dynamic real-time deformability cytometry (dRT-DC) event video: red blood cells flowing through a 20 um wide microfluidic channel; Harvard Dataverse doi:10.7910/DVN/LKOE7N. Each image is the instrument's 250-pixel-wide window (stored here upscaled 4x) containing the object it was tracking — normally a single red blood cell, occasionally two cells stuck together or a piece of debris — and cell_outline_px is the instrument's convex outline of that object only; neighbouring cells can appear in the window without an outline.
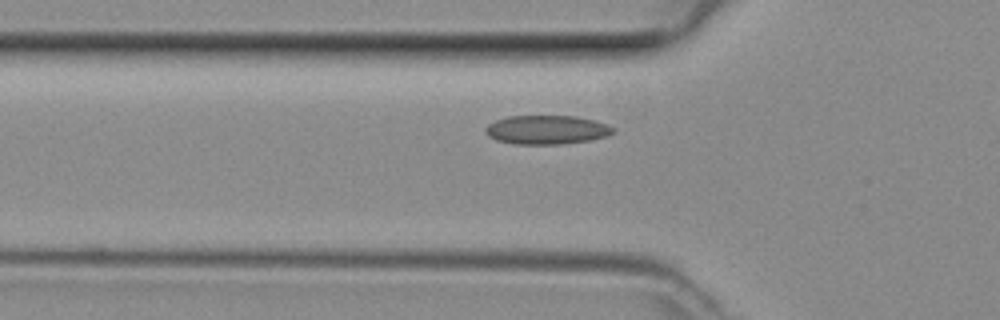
{"species": "common noctule bat (a hibernating species)", "species_latin": "Nyctalus noctula", "temperature_condition": "room temperature", "stored_images_in_passage": 30, "camera_frame_rate_fps": 3000, "um_per_image_px": 0.085, "animal": {"sex": "female", "body_mass_g": 29.2, "forearm_length_mm": 56.3}, "frame": {"image": 1, "passage_image": 4, "time_ms": 1.0, "image_size_px": [1000, 320], "cell_outline_px": [[616, 132], [608, 136], [588, 140], [560, 144], [516, 144], [496, 140], [488, 136], [484, 132], [484, 128], [488, 124], [496, 120], [508, 116], [576, 116], [596, 120], [608, 124], [616, 128]], "centroid_in_image_um": [46.5, 11.02], "position_along_channel_um": 79.3, "area_um2": 21.73}}
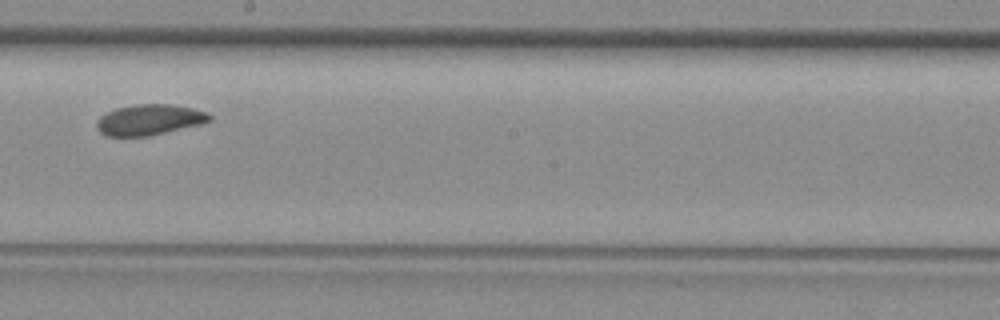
{"frame": {"image": 2, "passage_image": 15, "time_ms": 4.667, "image_size_px": [1000, 320], "cell_outline_px": [[212, 120], [200, 124], [148, 136], [104, 136], [96, 128], [96, 120], [100, 116], [116, 108], [136, 104], [172, 104], [192, 108], [208, 112], [212, 116]], "centroid_in_image_um": [12.68, 10.17], "position_along_channel_um": 235.5, "area_um2": 20.23}}
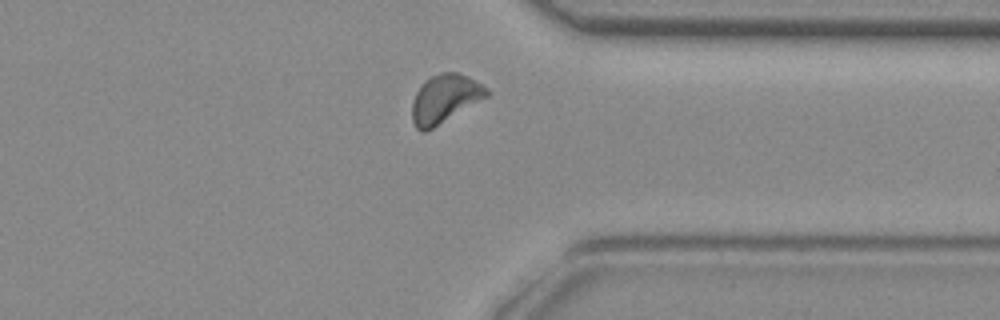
{"frame": {"image": 3, "passage_image": 25, "time_ms": 8.0, "image_size_px": [1000, 320], "cell_outline_px": [[488, 96], [432, 128], [424, 132], [420, 132], [416, 128], [412, 120], [412, 104], [416, 92], [420, 84], [424, 80], [440, 72], [456, 72], [468, 76], [488, 88]], "centroid_in_image_um": [37.78, 8.37], "position_along_channel_um": 373.6, "area_um2": 20.87}}